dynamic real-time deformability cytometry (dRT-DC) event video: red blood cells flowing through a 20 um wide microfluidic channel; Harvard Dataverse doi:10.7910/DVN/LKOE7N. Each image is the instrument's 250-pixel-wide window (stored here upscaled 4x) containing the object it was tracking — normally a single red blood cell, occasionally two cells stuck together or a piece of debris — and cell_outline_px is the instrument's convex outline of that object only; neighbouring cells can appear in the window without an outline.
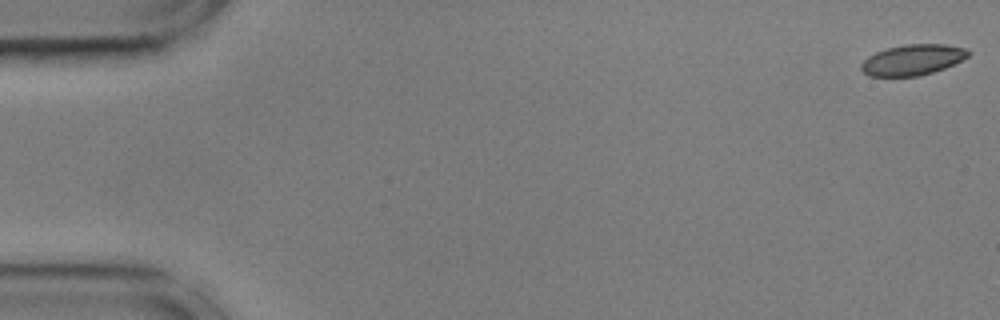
{"species": "common noctule bat (a hibernating species)", "species_latin": "Nyctalus noctula", "temperature_condition": "cold", "stored_images_in_passage": 56, "camera_frame_rate_fps": 3000, "um_per_image_px": 0.085, "animal": {"sex": "male", "body_mass_g": 17.9, "forearm_length_mm": 54.2}, "frame": {"image": 1, "passage_image": 1, "time_ms": 0.0, "image_size_px": [1000, 320], "cell_outline_px": [[972, 52], [968, 56], [944, 68], [920, 76], [868, 76], [860, 68], [860, 64], [868, 56], [876, 52], [888, 48], [904, 44], [944, 44], [964, 48]], "centroid_in_image_um": [77.55, 5.08], "position_along_channel_um": 7.5, "area_um2": 19.02}}
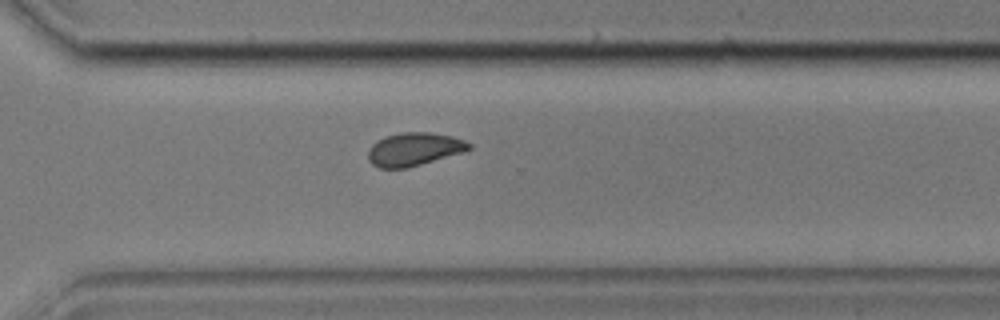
{"frame": {"image": 2, "passage_image": 40, "time_ms": 13.0, "image_size_px": [1000, 320], "cell_outline_px": [[472, 148], [464, 152], [408, 168], [380, 168], [372, 164], [368, 160], [368, 148], [372, 144], [384, 136], [400, 132], [428, 132], [452, 136], [464, 140], [472, 144]], "centroid_in_image_um": [35.19, 12.68], "position_along_channel_um": 335.4, "area_um2": 19.71}}
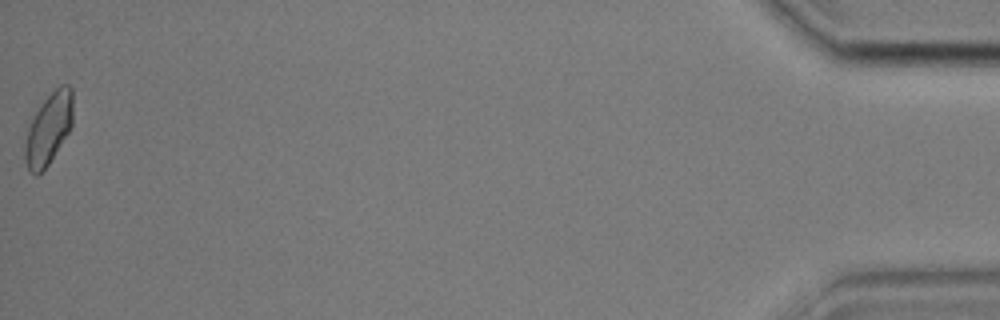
{"frame": {"image": 3, "passage_image": 56, "time_ms": 18.333, "image_size_px": [1000, 320], "cell_outline_px": [[72, 124], [68, 132], [48, 164], [36, 176], [28, 168], [24, 160], [24, 148], [28, 128], [36, 112], [44, 100], [60, 84], [68, 84], [72, 88]], "centroid_in_image_um": [4.13, 10.93], "position_along_channel_um": 431.1, "area_um2": 19.48}, "authors_computed_cell_mechanics": {"area_um2": 19.9121, "velocity_mm_per_s": 3.5848, "shape_relaxation_time_tau1_ms": 9.3832, "shape_relaxation_time_tau2_ms": 2.8848, "deformation_change_tau1": 0.1289, "deformation_change_tau2": 0.0499}}